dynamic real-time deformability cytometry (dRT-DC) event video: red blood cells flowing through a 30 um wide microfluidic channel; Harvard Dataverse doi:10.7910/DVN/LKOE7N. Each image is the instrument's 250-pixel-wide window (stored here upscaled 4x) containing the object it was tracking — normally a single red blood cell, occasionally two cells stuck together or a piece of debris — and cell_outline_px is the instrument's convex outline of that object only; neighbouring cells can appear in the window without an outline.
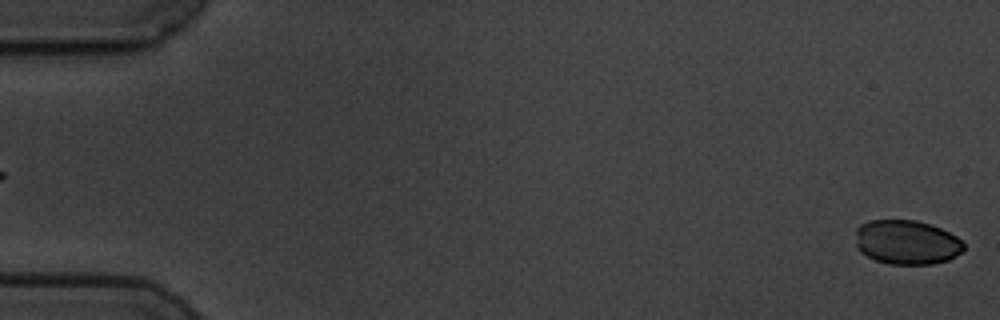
{"species": "common noctule bat (a hibernating species)", "species_latin": "Nyctalus noctula", "temperature_condition": "cold", "stored_images_in_passage": 5, "segment_of_instrument_passage": [2, 2], "camera_frame_rate_fps": 3000, "um_per_image_px": 0.085, "animal": {"sex": "male", "body_mass_g": 19.5, "forearm_length_mm": 54.6}, "frame": {"image": 1, "passage_image": 5, "time_ms": 4.667, "image_size_px": [1000, 320], "cell_outline_px": [[964, 248], [956, 256], [948, 260], [932, 264], [888, 264], [876, 260], [860, 252], [856, 248], [856, 228], [860, 224], [868, 220], [916, 220], [940, 228], [956, 236], [964, 244]], "centroid_in_image_um": [77.04, 20.59], "position_along_channel_um": 8.0, "area_um2": 28.03}}